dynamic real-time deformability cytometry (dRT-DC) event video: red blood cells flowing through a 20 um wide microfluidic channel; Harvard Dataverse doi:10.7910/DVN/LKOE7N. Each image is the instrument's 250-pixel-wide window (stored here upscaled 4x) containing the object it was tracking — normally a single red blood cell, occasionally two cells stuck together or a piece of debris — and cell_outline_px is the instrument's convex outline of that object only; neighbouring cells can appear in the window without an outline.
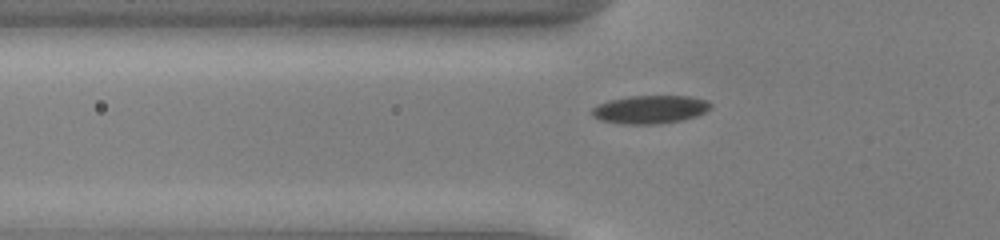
{"species": "common noctule bat (a hibernating species)", "species_latin": "Nyctalus noctula", "temperature_condition": "cold", "stored_images_in_passage": 38, "camera_frame_rate_fps": 3000, "um_per_image_px": 0.085, "animal": {"sex": "male", "body_mass_g": 13.0, "forearm_length_mm": 53.1}, "frame": {"image": 1, "passage_image": 4, "time_ms": 1.0, "image_size_px": [1000, 240], "cell_outline_px": [[712, 108], [696, 116], [684, 120], [660, 124], [620, 124], [600, 120], [592, 116], [592, 108], [608, 100], [628, 96], [688, 96], [708, 100], [712, 104]], "centroid_in_image_um": [55.28, 9.31], "position_along_channel_um": 70.5, "area_um2": 19.71}}
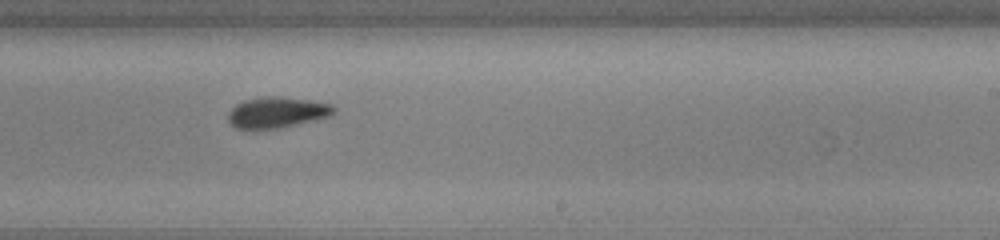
{"frame": {"image": 2, "passage_image": 19, "time_ms": 6.0, "image_size_px": [1000, 240], "cell_outline_px": [[336, 112], [332, 116], [316, 120], [276, 128], [236, 128], [228, 120], [228, 112], [236, 104], [244, 100], [264, 96], [276, 96], [312, 100], [332, 104], [336, 108]], "centroid_in_image_um": [23.6, 9.53], "position_along_channel_um": 265.4, "area_um2": 19.02}}
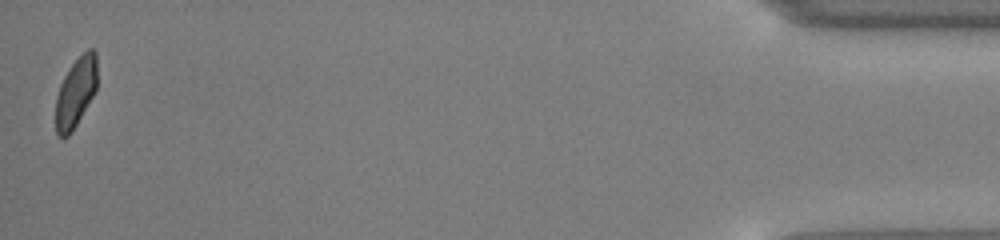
{"frame": {"image": 3, "passage_image": 38, "time_ms": 12.333, "image_size_px": [1000, 240], "cell_outline_px": [[96, 92], [72, 132], [68, 136], [60, 136], [56, 132], [56, 96], [60, 84], [64, 76], [72, 64], [88, 48], [92, 48], [96, 52]], "centroid_in_image_um": [6.45, 7.85], "position_along_channel_um": 428.8, "area_um2": 16.76}, "authors_computed_cell_mechanics": {"area_um2": 18.9873, "velocity_mm_per_s": 3.9288, "shape_relaxation_time_tau1_ms": 2.0394, "shape_relaxation_time_tau2_ms": 2.9871, "deformation_change_tau1": 0.0946, "deformation_change_tau2": 0.0805}}